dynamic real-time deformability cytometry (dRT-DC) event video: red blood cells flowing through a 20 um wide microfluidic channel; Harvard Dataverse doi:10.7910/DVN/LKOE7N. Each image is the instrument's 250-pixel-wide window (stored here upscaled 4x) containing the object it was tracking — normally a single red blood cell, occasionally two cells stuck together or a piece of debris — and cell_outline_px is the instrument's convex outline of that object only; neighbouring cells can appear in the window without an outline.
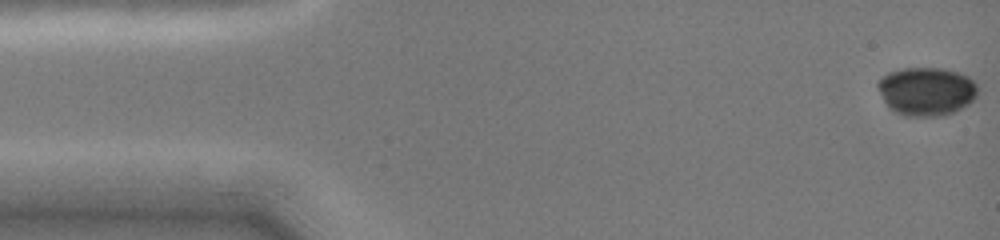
{"species": "common noctule bat (a hibernating species)", "species_latin": "Nyctalus noctula", "temperature_condition": "cold", "stored_images_in_passage": 45, "camera_frame_rate_fps": 3000, "um_per_image_px": 0.085, "animal": {"sex": "female", "body_mass_g": 19.0, "forearm_length_mm": 51.5}, "frame": {"image": 1, "passage_image": 1, "time_ms": 0.0, "image_size_px": [1000, 240], "cell_outline_px": [[980, 92], [968, 104], [944, 116], [904, 116], [888, 108], [876, 88], [876, 84], [888, 72], [904, 68], [944, 68], [960, 72], [968, 76], [976, 84]], "centroid_in_image_um": [78.74, 7.76], "position_along_channel_um": 6.3, "area_um2": 28.5}}
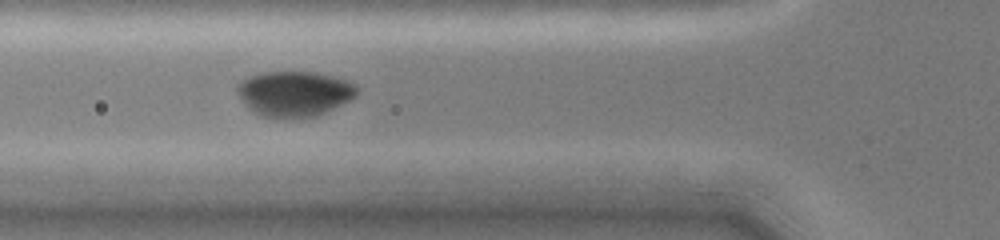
{"frame": {"image": 2, "passage_image": 18, "time_ms": 5.333, "image_size_px": [1000, 240], "cell_outline_px": [[356, 96], [316, 116], [284, 120], [260, 116], [252, 112], [244, 104], [236, 92], [236, 88], [248, 76], [264, 72], [316, 72], [332, 76], [356, 84]], "centroid_in_image_um": [24.96, 7.99], "position_along_channel_um": 100.8, "area_um2": 31.73}}
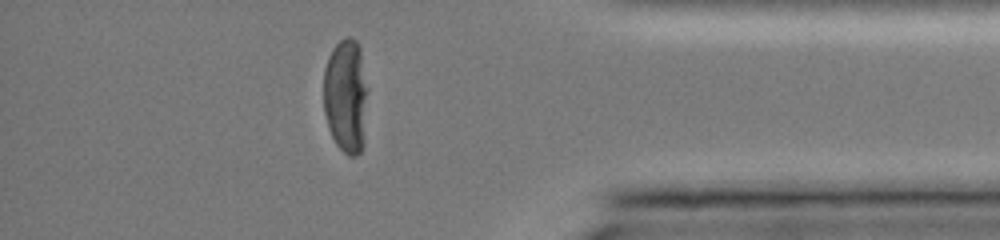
{"frame": {"image": 3, "passage_image": 39, "time_ms": 13.333, "image_size_px": [1000, 240], "cell_outline_px": [[368, 88], [364, 144], [360, 152], [356, 156], [348, 156], [336, 144], [328, 128], [324, 112], [324, 68], [328, 56], [332, 48], [340, 40], [348, 36], [352, 36], [356, 40], [360, 48]], "centroid_in_image_um": [29.42, 8.15], "position_along_channel_um": 405.8, "area_um2": 30.06}, "authors_computed_cell_mechanics": {"area_um2": 29.9982, "velocity_mm_per_s": 4.0163, "shape_relaxation_time_tau1_ms": 8.094, "shape_relaxation_time_tau2_ms": null, "deformation_change_tau1": 0.1885, "deformation_change_tau2": null}}